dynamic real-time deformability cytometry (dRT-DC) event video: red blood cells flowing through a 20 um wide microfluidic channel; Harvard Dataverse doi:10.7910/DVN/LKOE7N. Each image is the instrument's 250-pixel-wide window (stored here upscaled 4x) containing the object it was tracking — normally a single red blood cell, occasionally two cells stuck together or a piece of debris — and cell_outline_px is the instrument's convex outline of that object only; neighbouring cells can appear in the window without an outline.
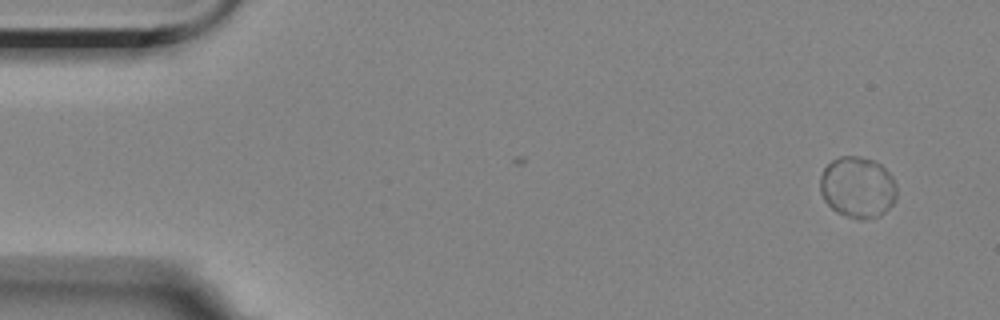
{"species": "Egyptian fruit bat (a non-hibernating species)", "species_latin": "Rousettus aegyptiacus", "temperature_condition": "room temperature", "stored_images_in_passage": 7, "segment_of_instrument_passage": [1, 2], "camera_frame_rate_fps": 3000, "um_per_image_px": 0.085, "animal": {"sex": "female"}, "frame": {"image": 1, "passage_image": 1, "time_ms": 0.0, "image_size_px": [1000, 320], "cell_outline_px": [[896, 200], [880, 216], [860, 220], [836, 212], [824, 200], [820, 192], [820, 176], [824, 168], [832, 160], [840, 156], [856, 156], [872, 160], [880, 164], [892, 176], [896, 184]], "centroid_in_image_um": [72.89, 15.92], "position_along_channel_um": 12.1, "area_um2": 27.34}}